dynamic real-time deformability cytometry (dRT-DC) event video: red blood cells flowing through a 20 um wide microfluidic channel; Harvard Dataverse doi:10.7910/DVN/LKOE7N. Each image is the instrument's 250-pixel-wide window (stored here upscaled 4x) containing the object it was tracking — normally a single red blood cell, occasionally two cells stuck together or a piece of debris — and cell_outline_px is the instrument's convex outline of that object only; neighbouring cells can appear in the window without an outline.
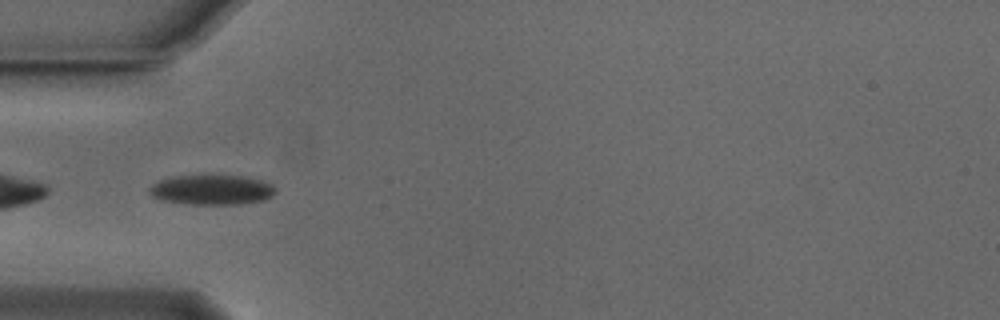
{"species": "Egyptian fruit bat (a non-hibernating species)", "species_latin": "Rousettus aegyptiacus", "temperature_condition": "cold", "stored_images_in_passage": 38, "camera_frame_rate_fps": 3000, "um_per_image_px": 0.085, "animal": {"sex": "male"}, "frame": {"image": 1, "passage_image": 1, "time_ms": 0.0, "image_size_px": [1000, 320], "cell_outline_px": [[276, 192], [272, 196], [264, 200], [240, 204], [188, 204], [160, 200], [152, 196], [148, 192], [148, 188], [152, 184], [160, 180], [172, 176], [244, 176], [260, 180], [272, 184], [276, 188]], "centroid_in_image_um": [17.99, 16.14], "position_along_channel_um": 67.0, "area_um2": 22.02}}
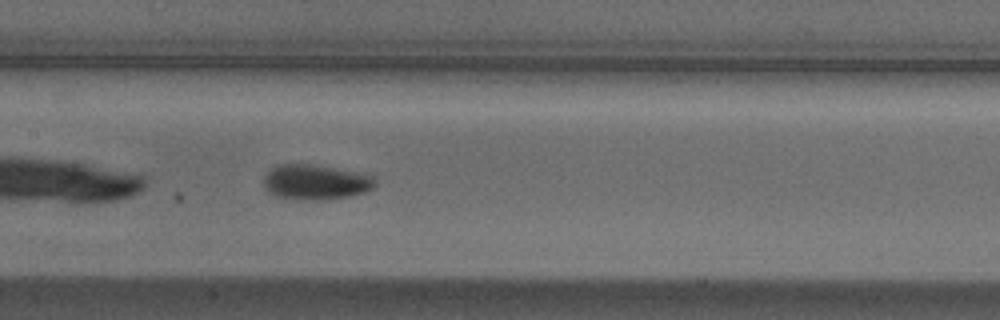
{"frame": {"image": 2, "passage_image": 10, "time_ms": 3.0, "image_size_px": [1000, 320], "cell_outline_px": [[376, 184], [372, 188], [364, 192], [352, 196], [324, 200], [284, 200], [268, 192], [264, 184], [264, 176], [272, 168], [280, 164], [308, 164], [372, 176], [376, 180]], "centroid_in_image_um": [26.76, 15.52], "position_along_channel_um": 180.6, "area_um2": 22.66}}
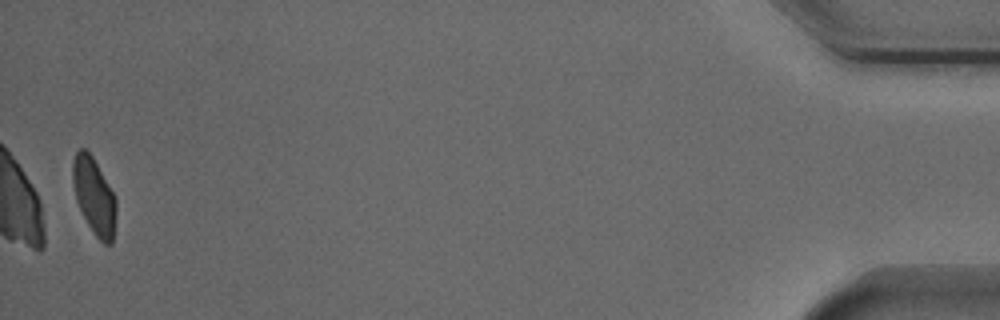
{"frame": {"image": 3, "passage_image": 37, "time_ms": 12.0, "image_size_px": [1000, 320], "cell_outline_px": [[116, 212], [112, 244], [104, 244], [92, 232], [76, 200], [72, 180], [72, 164], [76, 152], [80, 148], [84, 148], [92, 156], [112, 192], [116, 200]], "centroid_in_image_um": [7.99, 16.68], "position_along_channel_um": 427.2, "area_um2": 19.02}, "authors_computed_cell_mechanics": {"area_um2": 20.9814, "velocity_mm_per_s": 3.8044, "shape_relaxation_time_tau1_ms": 2.5539, "shape_relaxation_time_tau2_ms": null, "deformation_change_tau1": 0.1096, "deformation_change_tau2": null}}